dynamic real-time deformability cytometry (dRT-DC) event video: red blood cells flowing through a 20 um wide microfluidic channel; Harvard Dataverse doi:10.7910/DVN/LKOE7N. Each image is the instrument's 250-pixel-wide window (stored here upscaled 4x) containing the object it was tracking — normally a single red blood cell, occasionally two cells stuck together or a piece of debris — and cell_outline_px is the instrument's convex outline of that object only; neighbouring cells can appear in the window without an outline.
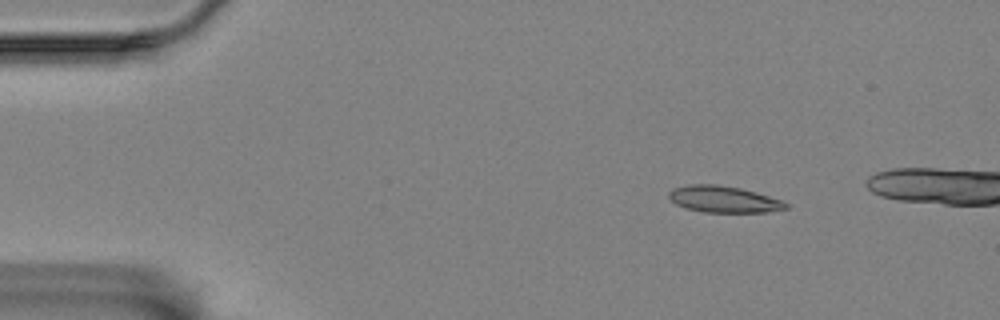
{"species": "Egyptian fruit bat (a non-hibernating species)", "species_latin": "Rousettus aegyptiacus", "temperature_condition": "room temperature", "stored_images_in_passage": 9, "camera_frame_rate_fps": 3000, "um_per_image_px": 0.085, "animal": {"sex": "female"}, "frame": {"image": 1, "passage_image": 1, "time_ms": 0.0, "image_size_px": [1000, 320], "cell_outline_px": [[792, 204], [788, 208], [768, 212], [704, 212], [684, 208], [676, 204], [668, 196], [668, 192], [672, 188], [688, 184], [716, 184], [740, 188], [756, 192]], "centroid_in_image_um": [61.51, 16.93], "position_along_channel_um": 23.5, "area_um2": 18.21}}